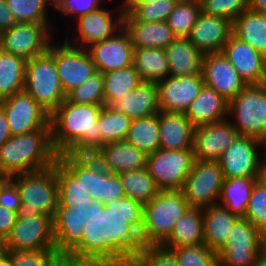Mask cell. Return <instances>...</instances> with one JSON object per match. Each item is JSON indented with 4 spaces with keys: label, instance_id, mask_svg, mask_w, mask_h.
<instances>
[{
    "label": "cell",
    "instance_id": "1",
    "mask_svg": "<svg viewBox=\"0 0 266 266\" xmlns=\"http://www.w3.org/2000/svg\"><path fill=\"white\" fill-rule=\"evenodd\" d=\"M53 224L57 250L93 255L120 242V236L90 206H57Z\"/></svg>",
    "mask_w": 266,
    "mask_h": 266
},
{
    "label": "cell",
    "instance_id": "2",
    "mask_svg": "<svg viewBox=\"0 0 266 266\" xmlns=\"http://www.w3.org/2000/svg\"><path fill=\"white\" fill-rule=\"evenodd\" d=\"M191 206L181 190L159 191L120 233L122 247L160 246Z\"/></svg>",
    "mask_w": 266,
    "mask_h": 266
},
{
    "label": "cell",
    "instance_id": "3",
    "mask_svg": "<svg viewBox=\"0 0 266 266\" xmlns=\"http://www.w3.org/2000/svg\"><path fill=\"white\" fill-rule=\"evenodd\" d=\"M104 105L75 104L65 99L51 114L52 145L60 154H95L101 148L99 114Z\"/></svg>",
    "mask_w": 266,
    "mask_h": 266
},
{
    "label": "cell",
    "instance_id": "4",
    "mask_svg": "<svg viewBox=\"0 0 266 266\" xmlns=\"http://www.w3.org/2000/svg\"><path fill=\"white\" fill-rule=\"evenodd\" d=\"M57 159L51 130H34L12 135L0 148V173L11 178L48 168Z\"/></svg>",
    "mask_w": 266,
    "mask_h": 266
},
{
    "label": "cell",
    "instance_id": "5",
    "mask_svg": "<svg viewBox=\"0 0 266 266\" xmlns=\"http://www.w3.org/2000/svg\"><path fill=\"white\" fill-rule=\"evenodd\" d=\"M20 194L19 211L31 214H47L54 218L58 206V182L54 165L9 178Z\"/></svg>",
    "mask_w": 266,
    "mask_h": 266
},
{
    "label": "cell",
    "instance_id": "6",
    "mask_svg": "<svg viewBox=\"0 0 266 266\" xmlns=\"http://www.w3.org/2000/svg\"><path fill=\"white\" fill-rule=\"evenodd\" d=\"M24 90L50 115L67 99L49 50L26 61Z\"/></svg>",
    "mask_w": 266,
    "mask_h": 266
},
{
    "label": "cell",
    "instance_id": "7",
    "mask_svg": "<svg viewBox=\"0 0 266 266\" xmlns=\"http://www.w3.org/2000/svg\"><path fill=\"white\" fill-rule=\"evenodd\" d=\"M227 118L239 135L261 140L266 134V83L246 85L228 102Z\"/></svg>",
    "mask_w": 266,
    "mask_h": 266
},
{
    "label": "cell",
    "instance_id": "8",
    "mask_svg": "<svg viewBox=\"0 0 266 266\" xmlns=\"http://www.w3.org/2000/svg\"><path fill=\"white\" fill-rule=\"evenodd\" d=\"M55 249L53 217L18 211L16 223L3 242L5 251H40Z\"/></svg>",
    "mask_w": 266,
    "mask_h": 266
},
{
    "label": "cell",
    "instance_id": "9",
    "mask_svg": "<svg viewBox=\"0 0 266 266\" xmlns=\"http://www.w3.org/2000/svg\"><path fill=\"white\" fill-rule=\"evenodd\" d=\"M56 29L53 24L16 23L0 33V49L30 60L49 50Z\"/></svg>",
    "mask_w": 266,
    "mask_h": 266
},
{
    "label": "cell",
    "instance_id": "10",
    "mask_svg": "<svg viewBox=\"0 0 266 266\" xmlns=\"http://www.w3.org/2000/svg\"><path fill=\"white\" fill-rule=\"evenodd\" d=\"M217 252L218 266H253L262 251L263 233L250 221L239 218Z\"/></svg>",
    "mask_w": 266,
    "mask_h": 266
},
{
    "label": "cell",
    "instance_id": "11",
    "mask_svg": "<svg viewBox=\"0 0 266 266\" xmlns=\"http://www.w3.org/2000/svg\"><path fill=\"white\" fill-rule=\"evenodd\" d=\"M194 160L192 149H158L148 155L147 168L160 191L181 190Z\"/></svg>",
    "mask_w": 266,
    "mask_h": 266
},
{
    "label": "cell",
    "instance_id": "12",
    "mask_svg": "<svg viewBox=\"0 0 266 266\" xmlns=\"http://www.w3.org/2000/svg\"><path fill=\"white\" fill-rule=\"evenodd\" d=\"M56 39L50 44L57 72L66 96L83 84L97 70L91 55L85 48L68 44L65 40Z\"/></svg>",
    "mask_w": 266,
    "mask_h": 266
},
{
    "label": "cell",
    "instance_id": "13",
    "mask_svg": "<svg viewBox=\"0 0 266 266\" xmlns=\"http://www.w3.org/2000/svg\"><path fill=\"white\" fill-rule=\"evenodd\" d=\"M224 179L218 161L194 160L181 191L191 207L204 208L218 204Z\"/></svg>",
    "mask_w": 266,
    "mask_h": 266
},
{
    "label": "cell",
    "instance_id": "14",
    "mask_svg": "<svg viewBox=\"0 0 266 266\" xmlns=\"http://www.w3.org/2000/svg\"><path fill=\"white\" fill-rule=\"evenodd\" d=\"M107 9V7L99 8L97 11L79 16L75 22L76 27L73 28L75 36L72 35L70 40L68 35L64 36V40L73 46L87 48L91 44L114 36L123 28L124 9L123 5ZM118 8V9H117ZM117 10V11H116ZM77 33V34H76Z\"/></svg>",
    "mask_w": 266,
    "mask_h": 266
},
{
    "label": "cell",
    "instance_id": "15",
    "mask_svg": "<svg viewBox=\"0 0 266 266\" xmlns=\"http://www.w3.org/2000/svg\"><path fill=\"white\" fill-rule=\"evenodd\" d=\"M12 135L51 130L50 114L25 90L0 100Z\"/></svg>",
    "mask_w": 266,
    "mask_h": 266
},
{
    "label": "cell",
    "instance_id": "16",
    "mask_svg": "<svg viewBox=\"0 0 266 266\" xmlns=\"http://www.w3.org/2000/svg\"><path fill=\"white\" fill-rule=\"evenodd\" d=\"M94 202L120 231L132 220L119 175L103 167L96 173Z\"/></svg>",
    "mask_w": 266,
    "mask_h": 266
},
{
    "label": "cell",
    "instance_id": "17",
    "mask_svg": "<svg viewBox=\"0 0 266 266\" xmlns=\"http://www.w3.org/2000/svg\"><path fill=\"white\" fill-rule=\"evenodd\" d=\"M261 140L238 135L218 160L224 178L259 177Z\"/></svg>",
    "mask_w": 266,
    "mask_h": 266
},
{
    "label": "cell",
    "instance_id": "18",
    "mask_svg": "<svg viewBox=\"0 0 266 266\" xmlns=\"http://www.w3.org/2000/svg\"><path fill=\"white\" fill-rule=\"evenodd\" d=\"M238 135L228 118L195 127L192 147L194 159L218 161Z\"/></svg>",
    "mask_w": 266,
    "mask_h": 266
},
{
    "label": "cell",
    "instance_id": "19",
    "mask_svg": "<svg viewBox=\"0 0 266 266\" xmlns=\"http://www.w3.org/2000/svg\"><path fill=\"white\" fill-rule=\"evenodd\" d=\"M96 70L102 74L133 65L134 46L123 27L114 36L88 46Z\"/></svg>",
    "mask_w": 266,
    "mask_h": 266
},
{
    "label": "cell",
    "instance_id": "20",
    "mask_svg": "<svg viewBox=\"0 0 266 266\" xmlns=\"http://www.w3.org/2000/svg\"><path fill=\"white\" fill-rule=\"evenodd\" d=\"M159 110L163 112L185 113L198 96L203 85L202 74L191 76H167L157 83Z\"/></svg>",
    "mask_w": 266,
    "mask_h": 266
},
{
    "label": "cell",
    "instance_id": "21",
    "mask_svg": "<svg viewBox=\"0 0 266 266\" xmlns=\"http://www.w3.org/2000/svg\"><path fill=\"white\" fill-rule=\"evenodd\" d=\"M247 85L266 83V57L233 34L221 51Z\"/></svg>",
    "mask_w": 266,
    "mask_h": 266
},
{
    "label": "cell",
    "instance_id": "22",
    "mask_svg": "<svg viewBox=\"0 0 266 266\" xmlns=\"http://www.w3.org/2000/svg\"><path fill=\"white\" fill-rule=\"evenodd\" d=\"M202 75L204 84L228 102L247 85L222 52L205 54Z\"/></svg>",
    "mask_w": 266,
    "mask_h": 266
},
{
    "label": "cell",
    "instance_id": "23",
    "mask_svg": "<svg viewBox=\"0 0 266 266\" xmlns=\"http://www.w3.org/2000/svg\"><path fill=\"white\" fill-rule=\"evenodd\" d=\"M231 35V21L201 12L188 39L204 54L220 53Z\"/></svg>",
    "mask_w": 266,
    "mask_h": 266
},
{
    "label": "cell",
    "instance_id": "24",
    "mask_svg": "<svg viewBox=\"0 0 266 266\" xmlns=\"http://www.w3.org/2000/svg\"><path fill=\"white\" fill-rule=\"evenodd\" d=\"M108 172L119 174L147 167L148 155L126 141L104 144L95 154Z\"/></svg>",
    "mask_w": 266,
    "mask_h": 266
},
{
    "label": "cell",
    "instance_id": "25",
    "mask_svg": "<svg viewBox=\"0 0 266 266\" xmlns=\"http://www.w3.org/2000/svg\"><path fill=\"white\" fill-rule=\"evenodd\" d=\"M58 182V206H90L119 236L121 231L99 210L93 198L82 186V178H77L59 159L56 160Z\"/></svg>",
    "mask_w": 266,
    "mask_h": 266
},
{
    "label": "cell",
    "instance_id": "26",
    "mask_svg": "<svg viewBox=\"0 0 266 266\" xmlns=\"http://www.w3.org/2000/svg\"><path fill=\"white\" fill-rule=\"evenodd\" d=\"M158 126L160 149H192L195 126L185 113L159 111Z\"/></svg>",
    "mask_w": 266,
    "mask_h": 266
},
{
    "label": "cell",
    "instance_id": "27",
    "mask_svg": "<svg viewBox=\"0 0 266 266\" xmlns=\"http://www.w3.org/2000/svg\"><path fill=\"white\" fill-rule=\"evenodd\" d=\"M123 27L129 33L134 48L165 49L176 39L166 21L143 22L135 20L128 12L124 13Z\"/></svg>",
    "mask_w": 266,
    "mask_h": 266
},
{
    "label": "cell",
    "instance_id": "28",
    "mask_svg": "<svg viewBox=\"0 0 266 266\" xmlns=\"http://www.w3.org/2000/svg\"><path fill=\"white\" fill-rule=\"evenodd\" d=\"M111 108L129 118L139 119L159 113L157 83L142 81L137 87L116 101Z\"/></svg>",
    "mask_w": 266,
    "mask_h": 266
},
{
    "label": "cell",
    "instance_id": "29",
    "mask_svg": "<svg viewBox=\"0 0 266 266\" xmlns=\"http://www.w3.org/2000/svg\"><path fill=\"white\" fill-rule=\"evenodd\" d=\"M185 115L195 127L219 122L227 119L228 101L215 89L204 84Z\"/></svg>",
    "mask_w": 266,
    "mask_h": 266
},
{
    "label": "cell",
    "instance_id": "30",
    "mask_svg": "<svg viewBox=\"0 0 266 266\" xmlns=\"http://www.w3.org/2000/svg\"><path fill=\"white\" fill-rule=\"evenodd\" d=\"M170 75L191 76L203 74L205 54L188 38H176L165 48Z\"/></svg>",
    "mask_w": 266,
    "mask_h": 266
},
{
    "label": "cell",
    "instance_id": "31",
    "mask_svg": "<svg viewBox=\"0 0 266 266\" xmlns=\"http://www.w3.org/2000/svg\"><path fill=\"white\" fill-rule=\"evenodd\" d=\"M118 175L127 199V213L131 217L160 191L147 167L142 170L121 172Z\"/></svg>",
    "mask_w": 266,
    "mask_h": 266
},
{
    "label": "cell",
    "instance_id": "32",
    "mask_svg": "<svg viewBox=\"0 0 266 266\" xmlns=\"http://www.w3.org/2000/svg\"><path fill=\"white\" fill-rule=\"evenodd\" d=\"M203 208L190 207L172 229L170 236L160 245L167 250L205 244Z\"/></svg>",
    "mask_w": 266,
    "mask_h": 266
},
{
    "label": "cell",
    "instance_id": "33",
    "mask_svg": "<svg viewBox=\"0 0 266 266\" xmlns=\"http://www.w3.org/2000/svg\"><path fill=\"white\" fill-rule=\"evenodd\" d=\"M239 217L225 207L214 204L203 208V228L205 244L218 252L225 244L230 229Z\"/></svg>",
    "mask_w": 266,
    "mask_h": 266
},
{
    "label": "cell",
    "instance_id": "34",
    "mask_svg": "<svg viewBox=\"0 0 266 266\" xmlns=\"http://www.w3.org/2000/svg\"><path fill=\"white\" fill-rule=\"evenodd\" d=\"M232 34L266 57V15L249 7L232 23Z\"/></svg>",
    "mask_w": 266,
    "mask_h": 266
},
{
    "label": "cell",
    "instance_id": "35",
    "mask_svg": "<svg viewBox=\"0 0 266 266\" xmlns=\"http://www.w3.org/2000/svg\"><path fill=\"white\" fill-rule=\"evenodd\" d=\"M259 177L225 178L218 204L239 218H245L252 190Z\"/></svg>",
    "mask_w": 266,
    "mask_h": 266
},
{
    "label": "cell",
    "instance_id": "36",
    "mask_svg": "<svg viewBox=\"0 0 266 266\" xmlns=\"http://www.w3.org/2000/svg\"><path fill=\"white\" fill-rule=\"evenodd\" d=\"M133 66L142 81L158 83L170 75L165 49L134 48Z\"/></svg>",
    "mask_w": 266,
    "mask_h": 266
},
{
    "label": "cell",
    "instance_id": "37",
    "mask_svg": "<svg viewBox=\"0 0 266 266\" xmlns=\"http://www.w3.org/2000/svg\"><path fill=\"white\" fill-rule=\"evenodd\" d=\"M26 60L0 49V100L24 90Z\"/></svg>",
    "mask_w": 266,
    "mask_h": 266
},
{
    "label": "cell",
    "instance_id": "38",
    "mask_svg": "<svg viewBox=\"0 0 266 266\" xmlns=\"http://www.w3.org/2000/svg\"><path fill=\"white\" fill-rule=\"evenodd\" d=\"M103 78L104 101L105 105L110 107L142 82L133 65L104 73Z\"/></svg>",
    "mask_w": 266,
    "mask_h": 266
},
{
    "label": "cell",
    "instance_id": "39",
    "mask_svg": "<svg viewBox=\"0 0 266 266\" xmlns=\"http://www.w3.org/2000/svg\"><path fill=\"white\" fill-rule=\"evenodd\" d=\"M125 141L147 155L160 149L158 113L133 119Z\"/></svg>",
    "mask_w": 266,
    "mask_h": 266
},
{
    "label": "cell",
    "instance_id": "40",
    "mask_svg": "<svg viewBox=\"0 0 266 266\" xmlns=\"http://www.w3.org/2000/svg\"><path fill=\"white\" fill-rule=\"evenodd\" d=\"M58 159L77 177L82 178V186L93 198L95 195L96 173L102 163L93 154H60Z\"/></svg>",
    "mask_w": 266,
    "mask_h": 266
},
{
    "label": "cell",
    "instance_id": "41",
    "mask_svg": "<svg viewBox=\"0 0 266 266\" xmlns=\"http://www.w3.org/2000/svg\"><path fill=\"white\" fill-rule=\"evenodd\" d=\"M101 133V147L104 144L125 141L132 119L104 105L98 118Z\"/></svg>",
    "mask_w": 266,
    "mask_h": 266
},
{
    "label": "cell",
    "instance_id": "42",
    "mask_svg": "<svg viewBox=\"0 0 266 266\" xmlns=\"http://www.w3.org/2000/svg\"><path fill=\"white\" fill-rule=\"evenodd\" d=\"M201 12L199 0H179L166 23L176 38H188Z\"/></svg>",
    "mask_w": 266,
    "mask_h": 266
},
{
    "label": "cell",
    "instance_id": "43",
    "mask_svg": "<svg viewBox=\"0 0 266 266\" xmlns=\"http://www.w3.org/2000/svg\"><path fill=\"white\" fill-rule=\"evenodd\" d=\"M16 23L52 24L49 7L52 0H6Z\"/></svg>",
    "mask_w": 266,
    "mask_h": 266
},
{
    "label": "cell",
    "instance_id": "44",
    "mask_svg": "<svg viewBox=\"0 0 266 266\" xmlns=\"http://www.w3.org/2000/svg\"><path fill=\"white\" fill-rule=\"evenodd\" d=\"M122 248L133 266H180L175 255L161 246Z\"/></svg>",
    "mask_w": 266,
    "mask_h": 266
},
{
    "label": "cell",
    "instance_id": "45",
    "mask_svg": "<svg viewBox=\"0 0 266 266\" xmlns=\"http://www.w3.org/2000/svg\"><path fill=\"white\" fill-rule=\"evenodd\" d=\"M178 1L179 0H155L154 2L140 5H123V9L135 20L143 22H162L167 20Z\"/></svg>",
    "mask_w": 266,
    "mask_h": 266
},
{
    "label": "cell",
    "instance_id": "46",
    "mask_svg": "<svg viewBox=\"0 0 266 266\" xmlns=\"http://www.w3.org/2000/svg\"><path fill=\"white\" fill-rule=\"evenodd\" d=\"M67 100L75 104L105 105L103 74L96 72L83 84L67 95Z\"/></svg>",
    "mask_w": 266,
    "mask_h": 266
},
{
    "label": "cell",
    "instance_id": "47",
    "mask_svg": "<svg viewBox=\"0 0 266 266\" xmlns=\"http://www.w3.org/2000/svg\"><path fill=\"white\" fill-rule=\"evenodd\" d=\"M170 251L175 255L180 266H218V254L206 244L173 248Z\"/></svg>",
    "mask_w": 266,
    "mask_h": 266
},
{
    "label": "cell",
    "instance_id": "48",
    "mask_svg": "<svg viewBox=\"0 0 266 266\" xmlns=\"http://www.w3.org/2000/svg\"><path fill=\"white\" fill-rule=\"evenodd\" d=\"M245 219L262 233L266 232V185L257 180L246 208Z\"/></svg>",
    "mask_w": 266,
    "mask_h": 266
},
{
    "label": "cell",
    "instance_id": "49",
    "mask_svg": "<svg viewBox=\"0 0 266 266\" xmlns=\"http://www.w3.org/2000/svg\"><path fill=\"white\" fill-rule=\"evenodd\" d=\"M202 12L232 23L249 7L248 0H200Z\"/></svg>",
    "mask_w": 266,
    "mask_h": 266
},
{
    "label": "cell",
    "instance_id": "50",
    "mask_svg": "<svg viewBox=\"0 0 266 266\" xmlns=\"http://www.w3.org/2000/svg\"><path fill=\"white\" fill-rule=\"evenodd\" d=\"M103 2L104 0H54L53 10L59 11L67 20L72 18V22H69L72 24L74 23L73 19L105 7V2Z\"/></svg>",
    "mask_w": 266,
    "mask_h": 266
},
{
    "label": "cell",
    "instance_id": "51",
    "mask_svg": "<svg viewBox=\"0 0 266 266\" xmlns=\"http://www.w3.org/2000/svg\"><path fill=\"white\" fill-rule=\"evenodd\" d=\"M124 255L125 251L119 242L110 250L87 255L77 266H114Z\"/></svg>",
    "mask_w": 266,
    "mask_h": 266
},
{
    "label": "cell",
    "instance_id": "52",
    "mask_svg": "<svg viewBox=\"0 0 266 266\" xmlns=\"http://www.w3.org/2000/svg\"><path fill=\"white\" fill-rule=\"evenodd\" d=\"M48 250L10 251V266H47Z\"/></svg>",
    "mask_w": 266,
    "mask_h": 266
},
{
    "label": "cell",
    "instance_id": "53",
    "mask_svg": "<svg viewBox=\"0 0 266 266\" xmlns=\"http://www.w3.org/2000/svg\"><path fill=\"white\" fill-rule=\"evenodd\" d=\"M86 256L77 251L48 250L47 266H77Z\"/></svg>",
    "mask_w": 266,
    "mask_h": 266
},
{
    "label": "cell",
    "instance_id": "54",
    "mask_svg": "<svg viewBox=\"0 0 266 266\" xmlns=\"http://www.w3.org/2000/svg\"><path fill=\"white\" fill-rule=\"evenodd\" d=\"M0 205L16 212L20 209L21 199L19 191L9 178L0 185Z\"/></svg>",
    "mask_w": 266,
    "mask_h": 266
},
{
    "label": "cell",
    "instance_id": "55",
    "mask_svg": "<svg viewBox=\"0 0 266 266\" xmlns=\"http://www.w3.org/2000/svg\"><path fill=\"white\" fill-rule=\"evenodd\" d=\"M18 212L0 205V240L2 242L11 233L12 227L16 223Z\"/></svg>",
    "mask_w": 266,
    "mask_h": 266
},
{
    "label": "cell",
    "instance_id": "56",
    "mask_svg": "<svg viewBox=\"0 0 266 266\" xmlns=\"http://www.w3.org/2000/svg\"><path fill=\"white\" fill-rule=\"evenodd\" d=\"M16 21L6 0H0V33L10 29Z\"/></svg>",
    "mask_w": 266,
    "mask_h": 266
},
{
    "label": "cell",
    "instance_id": "57",
    "mask_svg": "<svg viewBox=\"0 0 266 266\" xmlns=\"http://www.w3.org/2000/svg\"><path fill=\"white\" fill-rule=\"evenodd\" d=\"M12 136L5 112L0 108V148Z\"/></svg>",
    "mask_w": 266,
    "mask_h": 266
},
{
    "label": "cell",
    "instance_id": "58",
    "mask_svg": "<svg viewBox=\"0 0 266 266\" xmlns=\"http://www.w3.org/2000/svg\"><path fill=\"white\" fill-rule=\"evenodd\" d=\"M249 8L255 12L266 11V0H248Z\"/></svg>",
    "mask_w": 266,
    "mask_h": 266
},
{
    "label": "cell",
    "instance_id": "59",
    "mask_svg": "<svg viewBox=\"0 0 266 266\" xmlns=\"http://www.w3.org/2000/svg\"><path fill=\"white\" fill-rule=\"evenodd\" d=\"M0 266H10V251H0Z\"/></svg>",
    "mask_w": 266,
    "mask_h": 266
},
{
    "label": "cell",
    "instance_id": "60",
    "mask_svg": "<svg viewBox=\"0 0 266 266\" xmlns=\"http://www.w3.org/2000/svg\"><path fill=\"white\" fill-rule=\"evenodd\" d=\"M259 181L266 185V159H262L259 173Z\"/></svg>",
    "mask_w": 266,
    "mask_h": 266
},
{
    "label": "cell",
    "instance_id": "61",
    "mask_svg": "<svg viewBox=\"0 0 266 266\" xmlns=\"http://www.w3.org/2000/svg\"><path fill=\"white\" fill-rule=\"evenodd\" d=\"M155 0H122V5H140V4H145V3H151L154 2Z\"/></svg>",
    "mask_w": 266,
    "mask_h": 266
},
{
    "label": "cell",
    "instance_id": "62",
    "mask_svg": "<svg viewBox=\"0 0 266 266\" xmlns=\"http://www.w3.org/2000/svg\"><path fill=\"white\" fill-rule=\"evenodd\" d=\"M253 266H266V254L261 251Z\"/></svg>",
    "mask_w": 266,
    "mask_h": 266
},
{
    "label": "cell",
    "instance_id": "63",
    "mask_svg": "<svg viewBox=\"0 0 266 266\" xmlns=\"http://www.w3.org/2000/svg\"><path fill=\"white\" fill-rule=\"evenodd\" d=\"M120 266H133L132 261L126 256V254L120 259Z\"/></svg>",
    "mask_w": 266,
    "mask_h": 266
},
{
    "label": "cell",
    "instance_id": "64",
    "mask_svg": "<svg viewBox=\"0 0 266 266\" xmlns=\"http://www.w3.org/2000/svg\"><path fill=\"white\" fill-rule=\"evenodd\" d=\"M262 159H266V134L261 139Z\"/></svg>",
    "mask_w": 266,
    "mask_h": 266
},
{
    "label": "cell",
    "instance_id": "65",
    "mask_svg": "<svg viewBox=\"0 0 266 266\" xmlns=\"http://www.w3.org/2000/svg\"><path fill=\"white\" fill-rule=\"evenodd\" d=\"M262 251L266 254V232L263 233Z\"/></svg>",
    "mask_w": 266,
    "mask_h": 266
},
{
    "label": "cell",
    "instance_id": "66",
    "mask_svg": "<svg viewBox=\"0 0 266 266\" xmlns=\"http://www.w3.org/2000/svg\"><path fill=\"white\" fill-rule=\"evenodd\" d=\"M7 178L4 177L1 173H0V185L6 180Z\"/></svg>",
    "mask_w": 266,
    "mask_h": 266
},
{
    "label": "cell",
    "instance_id": "67",
    "mask_svg": "<svg viewBox=\"0 0 266 266\" xmlns=\"http://www.w3.org/2000/svg\"><path fill=\"white\" fill-rule=\"evenodd\" d=\"M3 249V242L0 240V251Z\"/></svg>",
    "mask_w": 266,
    "mask_h": 266
},
{
    "label": "cell",
    "instance_id": "68",
    "mask_svg": "<svg viewBox=\"0 0 266 266\" xmlns=\"http://www.w3.org/2000/svg\"><path fill=\"white\" fill-rule=\"evenodd\" d=\"M114 266H120V260Z\"/></svg>",
    "mask_w": 266,
    "mask_h": 266
}]
</instances>
